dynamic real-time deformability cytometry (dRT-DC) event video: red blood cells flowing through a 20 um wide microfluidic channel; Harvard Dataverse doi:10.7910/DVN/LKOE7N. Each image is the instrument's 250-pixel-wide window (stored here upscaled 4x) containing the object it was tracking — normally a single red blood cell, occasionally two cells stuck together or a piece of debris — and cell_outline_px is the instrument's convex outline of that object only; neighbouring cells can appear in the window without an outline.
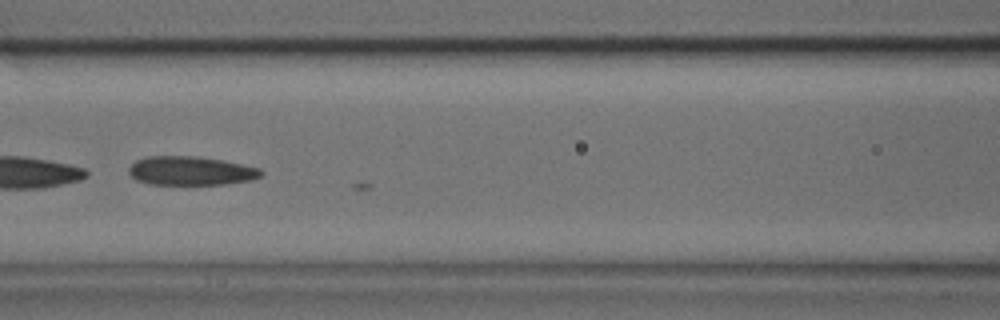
{"species": "common noctule bat (a hibernating species)", "species_latin": "Nyctalus noctula", "temperature_condition": "cold", "stored_images_in_passage": 13, "camera_frame_rate_fps": 3000, "um_per_image_px": 0.085, "animal": {"sex": "male", "body_mass_g": 17.9, "forearm_length_mm": 54.2}, "frame": {"image": 1, "passage_image": 9, "time_ms": 2.667, "image_size_px": [1000, 320], "cell_outline_px": [[264, 172], [260, 176], [252, 180], [224, 184], [148, 184], [136, 180], [128, 172], [128, 168], [136, 160], [148, 156], [196, 156], [224, 160], [260, 168]], "centroid_in_image_um": [16.22, 14.51], "position_along_channel_um": 150.4, "area_um2": 22.31}}